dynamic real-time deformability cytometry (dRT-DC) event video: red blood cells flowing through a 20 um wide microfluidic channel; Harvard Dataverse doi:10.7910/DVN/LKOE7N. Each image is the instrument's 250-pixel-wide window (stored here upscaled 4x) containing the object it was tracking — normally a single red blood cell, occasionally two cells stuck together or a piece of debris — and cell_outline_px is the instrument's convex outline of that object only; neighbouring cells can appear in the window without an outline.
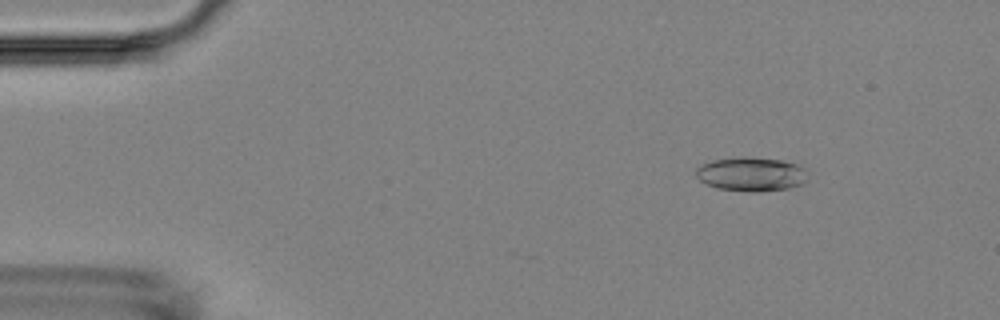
{"species": "Egyptian fruit bat (a non-hibernating species)", "species_latin": "Rousettus aegyptiacus", "temperature_condition": "room temperature", "stored_images_in_passage": 7, "camera_frame_rate_fps": 3000, "um_per_image_px": 0.085, "animal": {"sex": "female"}, "frame": {"image": 1, "passage_image": 2, "time_ms": 1.0, "image_size_px": [1000, 320], "cell_outline_px": [[808, 180], [804, 184], [788, 188], [760, 192], [752, 192], [716, 188], [700, 180], [696, 176], [696, 168], [712, 160], [740, 156], [748, 156], [780, 160], [796, 164], [804, 168]], "centroid_in_image_um": [63.87, 14.8], "position_along_channel_um": 21.1, "area_um2": 22.31}}
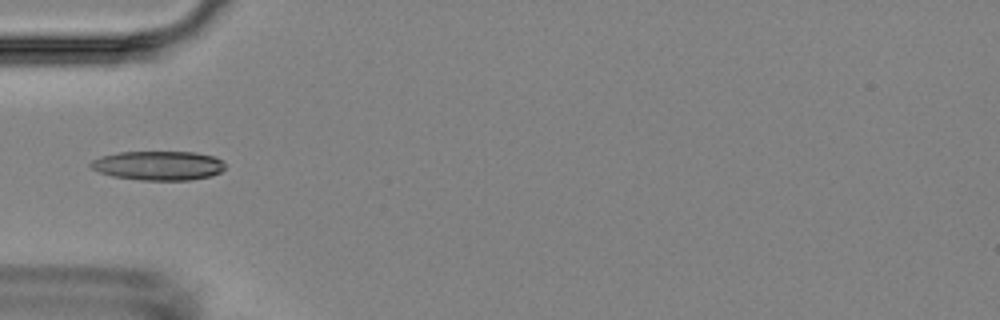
{"frame": {"image": 2, "passage_image": 5, "time_ms": 4.667, "image_size_px": [1000, 320], "cell_outline_px": [[224, 168], [220, 172], [212, 176], [188, 180], [140, 180], [112, 176], [100, 172], [92, 168], [88, 164], [92, 160], [100, 156], [120, 152], [196, 152], [212, 156], [220, 160], [224, 164]], "centroid_in_image_um": [13.44, 14.07], "position_along_channel_um": 71.6, "area_um2": 22.83}}